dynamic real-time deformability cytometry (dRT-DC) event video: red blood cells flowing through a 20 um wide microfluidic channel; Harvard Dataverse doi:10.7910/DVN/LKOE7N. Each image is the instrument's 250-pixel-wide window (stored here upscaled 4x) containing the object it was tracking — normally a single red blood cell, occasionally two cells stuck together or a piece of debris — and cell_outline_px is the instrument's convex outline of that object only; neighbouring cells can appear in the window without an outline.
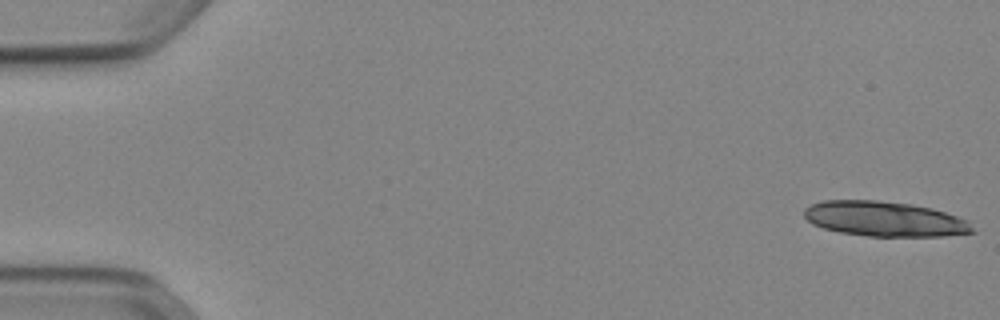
{"species": "Egyptian fruit bat (a non-hibernating species)", "species_latin": "Rousettus aegyptiacus", "temperature_condition": "cold", "stored_images_in_passage": 47, "camera_frame_rate_fps": 3000, "um_per_image_px": 0.085, "animal": {"sex": "female"}, "frame": {"image": 1, "passage_image": 1, "time_ms": 0.0, "image_size_px": [1000, 320], "cell_outline_px": [[976, 232], [944, 236], [868, 236], [840, 232], [824, 228], [812, 224], [804, 216], [804, 208], [812, 204], [824, 200], [876, 200], [912, 204], [932, 208], [968, 220]], "centroid_in_image_um": [75.2, 18.6], "position_along_channel_um": 9.8, "area_um2": 34.33}}
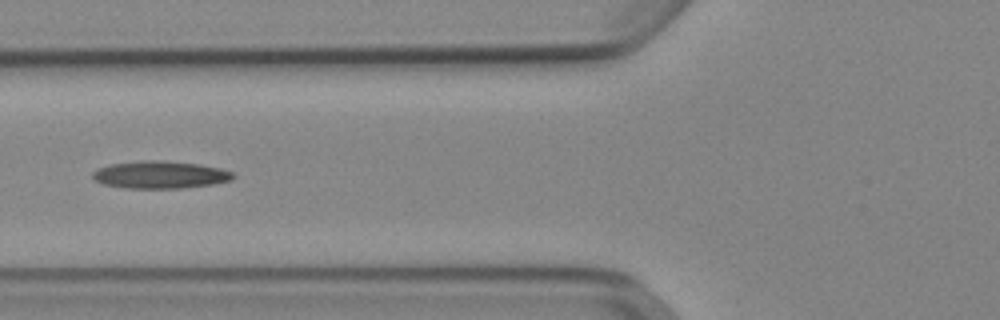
{"frame": {"image": 2, "passage_image": 21, "time_ms": 6.667, "image_size_px": [1000, 320], "cell_outline_px": [[236, 176], [232, 180], [212, 184], [180, 188], [124, 188], [104, 184], [96, 180], [92, 176], [92, 172], [108, 164], [144, 160], [164, 160], [200, 164], [220, 168], [232, 172]], "centroid_in_image_um": [13.63, 14.84], "position_along_channel_um": 112.2, "area_um2": 22.48}}
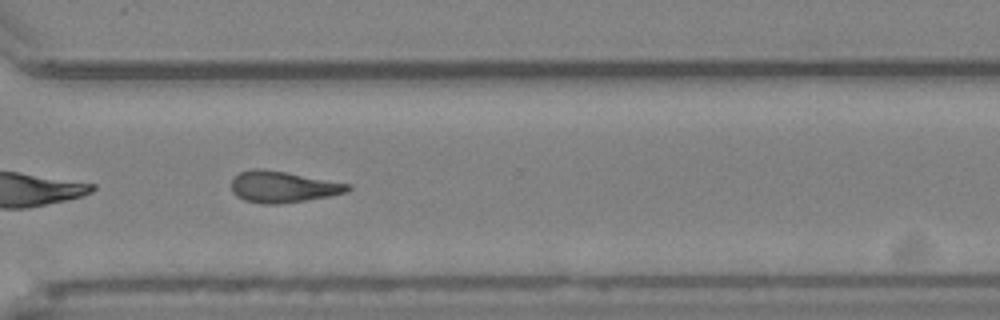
{"frame": {"image": 3, "passage_image": 39, "time_ms": 12.667, "image_size_px": [1000, 320], "cell_outline_px": [[352, 188], [348, 192], [328, 196], [304, 200], [276, 204], [264, 204], [244, 200], [236, 196], [232, 192], [232, 176], [240, 172], [252, 168], [260, 168], [284, 172], [352, 184]], "centroid_in_image_um": [24.02, 15.87], "position_along_channel_um": 346.6, "area_um2": 21.21}}